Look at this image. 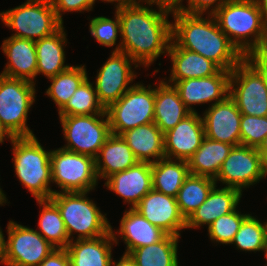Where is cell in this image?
I'll return each instance as SVG.
<instances>
[{"label":"cell","instance_id":"obj_1","mask_svg":"<svg viewBox=\"0 0 267 266\" xmlns=\"http://www.w3.org/2000/svg\"><path fill=\"white\" fill-rule=\"evenodd\" d=\"M144 3L156 4L158 11L143 2L115 8L122 40L112 51L124 52L138 65L149 67L162 54L168 53L172 41V23L168 16L172 14L173 5L159 0Z\"/></svg>","mask_w":267,"mask_h":266},{"label":"cell","instance_id":"obj_2","mask_svg":"<svg viewBox=\"0 0 267 266\" xmlns=\"http://www.w3.org/2000/svg\"><path fill=\"white\" fill-rule=\"evenodd\" d=\"M172 41L180 48L190 50L210 59L221 69L232 71L244 56L220 29L213 14H190L172 10Z\"/></svg>","mask_w":267,"mask_h":266},{"label":"cell","instance_id":"obj_3","mask_svg":"<svg viewBox=\"0 0 267 266\" xmlns=\"http://www.w3.org/2000/svg\"><path fill=\"white\" fill-rule=\"evenodd\" d=\"M213 15L243 56L267 45V30L255 0H229Z\"/></svg>","mask_w":267,"mask_h":266},{"label":"cell","instance_id":"obj_4","mask_svg":"<svg viewBox=\"0 0 267 266\" xmlns=\"http://www.w3.org/2000/svg\"><path fill=\"white\" fill-rule=\"evenodd\" d=\"M11 144L15 175L20 183L36 200L50 199L55 193L50 188L52 150L46 151L36 136L14 138Z\"/></svg>","mask_w":267,"mask_h":266},{"label":"cell","instance_id":"obj_5","mask_svg":"<svg viewBox=\"0 0 267 266\" xmlns=\"http://www.w3.org/2000/svg\"><path fill=\"white\" fill-rule=\"evenodd\" d=\"M86 192H56L50 200L58 207L69 241H74L73 233L79 239H92L104 236L111 231L106 214L101 213ZM72 236V238H71Z\"/></svg>","mask_w":267,"mask_h":266},{"label":"cell","instance_id":"obj_6","mask_svg":"<svg viewBox=\"0 0 267 266\" xmlns=\"http://www.w3.org/2000/svg\"><path fill=\"white\" fill-rule=\"evenodd\" d=\"M0 19L15 31L12 37L32 41L51 36L63 26L51 0H27L20 6L0 12Z\"/></svg>","mask_w":267,"mask_h":266},{"label":"cell","instance_id":"obj_7","mask_svg":"<svg viewBox=\"0 0 267 266\" xmlns=\"http://www.w3.org/2000/svg\"><path fill=\"white\" fill-rule=\"evenodd\" d=\"M35 84L0 74V122L14 138L35 136L27 126Z\"/></svg>","mask_w":267,"mask_h":266},{"label":"cell","instance_id":"obj_8","mask_svg":"<svg viewBox=\"0 0 267 266\" xmlns=\"http://www.w3.org/2000/svg\"><path fill=\"white\" fill-rule=\"evenodd\" d=\"M154 106L155 88L133 84L118 101L105 109L111 134L121 135L129 129L154 122Z\"/></svg>","mask_w":267,"mask_h":266},{"label":"cell","instance_id":"obj_9","mask_svg":"<svg viewBox=\"0 0 267 266\" xmlns=\"http://www.w3.org/2000/svg\"><path fill=\"white\" fill-rule=\"evenodd\" d=\"M52 183L61 191L86 192L92 191L98 183L95 159L63 148L51 151Z\"/></svg>","mask_w":267,"mask_h":266},{"label":"cell","instance_id":"obj_10","mask_svg":"<svg viewBox=\"0 0 267 266\" xmlns=\"http://www.w3.org/2000/svg\"><path fill=\"white\" fill-rule=\"evenodd\" d=\"M105 118V119H104ZM66 144L63 149L96 158L111 135L107 114L59 117Z\"/></svg>","mask_w":267,"mask_h":266},{"label":"cell","instance_id":"obj_11","mask_svg":"<svg viewBox=\"0 0 267 266\" xmlns=\"http://www.w3.org/2000/svg\"><path fill=\"white\" fill-rule=\"evenodd\" d=\"M229 96L241 114L267 116V85L245 59L231 71Z\"/></svg>","mask_w":267,"mask_h":266},{"label":"cell","instance_id":"obj_12","mask_svg":"<svg viewBox=\"0 0 267 266\" xmlns=\"http://www.w3.org/2000/svg\"><path fill=\"white\" fill-rule=\"evenodd\" d=\"M265 168L257 148L240 144L232 148L214 180L216 184L220 181L225 187L242 192L243 188H249L266 177Z\"/></svg>","mask_w":267,"mask_h":266},{"label":"cell","instance_id":"obj_13","mask_svg":"<svg viewBox=\"0 0 267 266\" xmlns=\"http://www.w3.org/2000/svg\"><path fill=\"white\" fill-rule=\"evenodd\" d=\"M6 239L7 266H38L54 249L47 240L30 227L9 221Z\"/></svg>","mask_w":267,"mask_h":266},{"label":"cell","instance_id":"obj_14","mask_svg":"<svg viewBox=\"0 0 267 266\" xmlns=\"http://www.w3.org/2000/svg\"><path fill=\"white\" fill-rule=\"evenodd\" d=\"M139 65L126 53L113 51L100 70L97 71L95 91L99 102L106 109L110 104L118 101L133 85L129 84L137 75L132 69Z\"/></svg>","mask_w":267,"mask_h":266},{"label":"cell","instance_id":"obj_15","mask_svg":"<svg viewBox=\"0 0 267 266\" xmlns=\"http://www.w3.org/2000/svg\"><path fill=\"white\" fill-rule=\"evenodd\" d=\"M134 209L167 234L180 237L181 230L186 229V219L181 214L175 197L152 189Z\"/></svg>","mask_w":267,"mask_h":266},{"label":"cell","instance_id":"obj_16","mask_svg":"<svg viewBox=\"0 0 267 266\" xmlns=\"http://www.w3.org/2000/svg\"><path fill=\"white\" fill-rule=\"evenodd\" d=\"M231 71L221 69L217 74L202 78H189L177 81L173 86L177 89L181 100L191 111L196 104L212 102L211 105L223 101L229 95Z\"/></svg>","mask_w":267,"mask_h":266},{"label":"cell","instance_id":"obj_17","mask_svg":"<svg viewBox=\"0 0 267 266\" xmlns=\"http://www.w3.org/2000/svg\"><path fill=\"white\" fill-rule=\"evenodd\" d=\"M202 116L205 137L233 146L240 145L241 112L229 95L223 101L209 105Z\"/></svg>","mask_w":267,"mask_h":266},{"label":"cell","instance_id":"obj_18","mask_svg":"<svg viewBox=\"0 0 267 266\" xmlns=\"http://www.w3.org/2000/svg\"><path fill=\"white\" fill-rule=\"evenodd\" d=\"M205 138L202 116L191 112L174 128L164 133L165 158L188 160Z\"/></svg>","mask_w":267,"mask_h":266},{"label":"cell","instance_id":"obj_19","mask_svg":"<svg viewBox=\"0 0 267 266\" xmlns=\"http://www.w3.org/2000/svg\"><path fill=\"white\" fill-rule=\"evenodd\" d=\"M104 186L122 197L130 209H134L153 189L151 163L137 162L124 171L114 173L106 179Z\"/></svg>","mask_w":267,"mask_h":266},{"label":"cell","instance_id":"obj_20","mask_svg":"<svg viewBox=\"0 0 267 266\" xmlns=\"http://www.w3.org/2000/svg\"><path fill=\"white\" fill-rule=\"evenodd\" d=\"M2 51L8 62L0 74L36 82L34 81L37 73L35 41L10 36L3 40Z\"/></svg>","mask_w":267,"mask_h":266},{"label":"cell","instance_id":"obj_21","mask_svg":"<svg viewBox=\"0 0 267 266\" xmlns=\"http://www.w3.org/2000/svg\"><path fill=\"white\" fill-rule=\"evenodd\" d=\"M213 187L207 199L186 219V229L200 228L210 225L217 218L234 211L242 197V192L236 188Z\"/></svg>","mask_w":267,"mask_h":266},{"label":"cell","instance_id":"obj_22","mask_svg":"<svg viewBox=\"0 0 267 266\" xmlns=\"http://www.w3.org/2000/svg\"><path fill=\"white\" fill-rule=\"evenodd\" d=\"M115 231L92 239H79L69 242L68 252L71 266H110L112 246L118 243Z\"/></svg>","mask_w":267,"mask_h":266},{"label":"cell","instance_id":"obj_23","mask_svg":"<svg viewBox=\"0 0 267 266\" xmlns=\"http://www.w3.org/2000/svg\"><path fill=\"white\" fill-rule=\"evenodd\" d=\"M172 62L171 74L166 82H175L189 78H202L217 74L221 68L200 54L178 47L171 41L168 53ZM172 82V83H171Z\"/></svg>","mask_w":267,"mask_h":266},{"label":"cell","instance_id":"obj_24","mask_svg":"<svg viewBox=\"0 0 267 266\" xmlns=\"http://www.w3.org/2000/svg\"><path fill=\"white\" fill-rule=\"evenodd\" d=\"M166 80H160L155 87L154 123L163 134L191 113L177 89Z\"/></svg>","mask_w":267,"mask_h":266},{"label":"cell","instance_id":"obj_25","mask_svg":"<svg viewBox=\"0 0 267 266\" xmlns=\"http://www.w3.org/2000/svg\"><path fill=\"white\" fill-rule=\"evenodd\" d=\"M120 228L116 231L126 245L125 253L133 249L154 244L162 240L167 233L151 224L137 210L128 209L120 221Z\"/></svg>","mask_w":267,"mask_h":266},{"label":"cell","instance_id":"obj_26","mask_svg":"<svg viewBox=\"0 0 267 266\" xmlns=\"http://www.w3.org/2000/svg\"><path fill=\"white\" fill-rule=\"evenodd\" d=\"M121 136L139 162L154 163L165 158L164 134L154 122L129 129Z\"/></svg>","mask_w":267,"mask_h":266},{"label":"cell","instance_id":"obj_27","mask_svg":"<svg viewBox=\"0 0 267 266\" xmlns=\"http://www.w3.org/2000/svg\"><path fill=\"white\" fill-rule=\"evenodd\" d=\"M139 162L121 135L111 134L95 158L96 173L107 179L114 173L124 171Z\"/></svg>","mask_w":267,"mask_h":266},{"label":"cell","instance_id":"obj_28","mask_svg":"<svg viewBox=\"0 0 267 266\" xmlns=\"http://www.w3.org/2000/svg\"><path fill=\"white\" fill-rule=\"evenodd\" d=\"M67 43L64 25L51 36L35 41L37 73L52 78L71 65H65L64 47Z\"/></svg>","mask_w":267,"mask_h":266},{"label":"cell","instance_id":"obj_29","mask_svg":"<svg viewBox=\"0 0 267 266\" xmlns=\"http://www.w3.org/2000/svg\"><path fill=\"white\" fill-rule=\"evenodd\" d=\"M234 146L205 137L201 146L187 160L189 173L215 179L223 161Z\"/></svg>","mask_w":267,"mask_h":266},{"label":"cell","instance_id":"obj_30","mask_svg":"<svg viewBox=\"0 0 267 266\" xmlns=\"http://www.w3.org/2000/svg\"><path fill=\"white\" fill-rule=\"evenodd\" d=\"M151 170L152 188L175 198L184 180L190 174L186 160L168 158L151 163Z\"/></svg>","mask_w":267,"mask_h":266},{"label":"cell","instance_id":"obj_31","mask_svg":"<svg viewBox=\"0 0 267 266\" xmlns=\"http://www.w3.org/2000/svg\"><path fill=\"white\" fill-rule=\"evenodd\" d=\"M167 234L157 243L133 249L129 255L137 266H178V240Z\"/></svg>","mask_w":267,"mask_h":266},{"label":"cell","instance_id":"obj_32","mask_svg":"<svg viewBox=\"0 0 267 266\" xmlns=\"http://www.w3.org/2000/svg\"><path fill=\"white\" fill-rule=\"evenodd\" d=\"M216 185L213 178L189 174L176 196L181 214L187 219L208 197Z\"/></svg>","mask_w":267,"mask_h":266},{"label":"cell","instance_id":"obj_33","mask_svg":"<svg viewBox=\"0 0 267 266\" xmlns=\"http://www.w3.org/2000/svg\"><path fill=\"white\" fill-rule=\"evenodd\" d=\"M36 201L41 208L38 232L56 249H66L70 241L58 207L50 199Z\"/></svg>","mask_w":267,"mask_h":266},{"label":"cell","instance_id":"obj_34","mask_svg":"<svg viewBox=\"0 0 267 266\" xmlns=\"http://www.w3.org/2000/svg\"><path fill=\"white\" fill-rule=\"evenodd\" d=\"M88 77L85 65L70 66L56 76L49 78L51 85L46 90L58 108V112L66 105L79 85Z\"/></svg>","mask_w":267,"mask_h":266},{"label":"cell","instance_id":"obj_35","mask_svg":"<svg viewBox=\"0 0 267 266\" xmlns=\"http://www.w3.org/2000/svg\"><path fill=\"white\" fill-rule=\"evenodd\" d=\"M88 77L79 85L66 105L58 112L61 116L104 114L105 108L99 102L97 93Z\"/></svg>","mask_w":267,"mask_h":266},{"label":"cell","instance_id":"obj_36","mask_svg":"<svg viewBox=\"0 0 267 266\" xmlns=\"http://www.w3.org/2000/svg\"><path fill=\"white\" fill-rule=\"evenodd\" d=\"M231 244L242 251L266 253L267 249V222L261 223L258 218L248 215L242 222Z\"/></svg>","mask_w":267,"mask_h":266},{"label":"cell","instance_id":"obj_37","mask_svg":"<svg viewBox=\"0 0 267 266\" xmlns=\"http://www.w3.org/2000/svg\"><path fill=\"white\" fill-rule=\"evenodd\" d=\"M237 209L217 218L207 226V232L211 241L218 244H231L243 220L249 215L241 214Z\"/></svg>","mask_w":267,"mask_h":266},{"label":"cell","instance_id":"obj_38","mask_svg":"<svg viewBox=\"0 0 267 266\" xmlns=\"http://www.w3.org/2000/svg\"><path fill=\"white\" fill-rule=\"evenodd\" d=\"M267 136V116L241 114L240 144L258 148Z\"/></svg>","mask_w":267,"mask_h":266},{"label":"cell","instance_id":"obj_39","mask_svg":"<svg viewBox=\"0 0 267 266\" xmlns=\"http://www.w3.org/2000/svg\"><path fill=\"white\" fill-rule=\"evenodd\" d=\"M114 20L104 16L94 17L90 20L89 31L97 42L106 47L116 45L120 32V20L118 13L115 11Z\"/></svg>","mask_w":267,"mask_h":266},{"label":"cell","instance_id":"obj_40","mask_svg":"<svg viewBox=\"0 0 267 266\" xmlns=\"http://www.w3.org/2000/svg\"><path fill=\"white\" fill-rule=\"evenodd\" d=\"M183 1L184 0H179L174 5L178 10L182 12L190 14H203L208 10V12L206 13L214 14L215 11H217L224 3L228 2L229 0H187V7L182 5ZM210 7H212V9Z\"/></svg>","mask_w":267,"mask_h":266},{"label":"cell","instance_id":"obj_41","mask_svg":"<svg viewBox=\"0 0 267 266\" xmlns=\"http://www.w3.org/2000/svg\"><path fill=\"white\" fill-rule=\"evenodd\" d=\"M95 1L97 0H51L56 16L62 23L63 13L92 11Z\"/></svg>","mask_w":267,"mask_h":266},{"label":"cell","instance_id":"obj_42","mask_svg":"<svg viewBox=\"0 0 267 266\" xmlns=\"http://www.w3.org/2000/svg\"><path fill=\"white\" fill-rule=\"evenodd\" d=\"M244 59L258 72L267 85V45L245 54Z\"/></svg>","mask_w":267,"mask_h":266},{"label":"cell","instance_id":"obj_43","mask_svg":"<svg viewBox=\"0 0 267 266\" xmlns=\"http://www.w3.org/2000/svg\"><path fill=\"white\" fill-rule=\"evenodd\" d=\"M38 266H71L66 249H54Z\"/></svg>","mask_w":267,"mask_h":266},{"label":"cell","instance_id":"obj_44","mask_svg":"<svg viewBox=\"0 0 267 266\" xmlns=\"http://www.w3.org/2000/svg\"><path fill=\"white\" fill-rule=\"evenodd\" d=\"M110 266H137L134 259L127 253H124L120 260H111Z\"/></svg>","mask_w":267,"mask_h":266},{"label":"cell","instance_id":"obj_45","mask_svg":"<svg viewBox=\"0 0 267 266\" xmlns=\"http://www.w3.org/2000/svg\"><path fill=\"white\" fill-rule=\"evenodd\" d=\"M6 259V240L0 227V263L5 265Z\"/></svg>","mask_w":267,"mask_h":266},{"label":"cell","instance_id":"obj_46","mask_svg":"<svg viewBox=\"0 0 267 266\" xmlns=\"http://www.w3.org/2000/svg\"><path fill=\"white\" fill-rule=\"evenodd\" d=\"M262 14L263 23L267 30V0H255Z\"/></svg>","mask_w":267,"mask_h":266},{"label":"cell","instance_id":"obj_47","mask_svg":"<svg viewBox=\"0 0 267 266\" xmlns=\"http://www.w3.org/2000/svg\"><path fill=\"white\" fill-rule=\"evenodd\" d=\"M102 2H108V3H113L115 2V6H122V5H135L139 4L141 2H145L146 0H101Z\"/></svg>","mask_w":267,"mask_h":266},{"label":"cell","instance_id":"obj_48","mask_svg":"<svg viewBox=\"0 0 267 266\" xmlns=\"http://www.w3.org/2000/svg\"><path fill=\"white\" fill-rule=\"evenodd\" d=\"M258 153L262 157L264 163H267V136H265L263 142L257 148Z\"/></svg>","mask_w":267,"mask_h":266},{"label":"cell","instance_id":"obj_49","mask_svg":"<svg viewBox=\"0 0 267 266\" xmlns=\"http://www.w3.org/2000/svg\"><path fill=\"white\" fill-rule=\"evenodd\" d=\"M6 138L12 141L14 137L9 133V131L4 127V125L0 122V143L2 144Z\"/></svg>","mask_w":267,"mask_h":266},{"label":"cell","instance_id":"obj_50","mask_svg":"<svg viewBox=\"0 0 267 266\" xmlns=\"http://www.w3.org/2000/svg\"><path fill=\"white\" fill-rule=\"evenodd\" d=\"M4 203L5 204L7 203V198H6V195L4 194L3 190L0 187V205L3 206Z\"/></svg>","mask_w":267,"mask_h":266},{"label":"cell","instance_id":"obj_51","mask_svg":"<svg viewBox=\"0 0 267 266\" xmlns=\"http://www.w3.org/2000/svg\"><path fill=\"white\" fill-rule=\"evenodd\" d=\"M159 1L167 2V3H170L172 5H175L179 0H159Z\"/></svg>","mask_w":267,"mask_h":266},{"label":"cell","instance_id":"obj_52","mask_svg":"<svg viewBox=\"0 0 267 266\" xmlns=\"http://www.w3.org/2000/svg\"><path fill=\"white\" fill-rule=\"evenodd\" d=\"M265 174L267 176V163H266V168H265Z\"/></svg>","mask_w":267,"mask_h":266},{"label":"cell","instance_id":"obj_53","mask_svg":"<svg viewBox=\"0 0 267 266\" xmlns=\"http://www.w3.org/2000/svg\"><path fill=\"white\" fill-rule=\"evenodd\" d=\"M265 258H266V261H267V249H266V253H265Z\"/></svg>","mask_w":267,"mask_h":266}]
</instances>
